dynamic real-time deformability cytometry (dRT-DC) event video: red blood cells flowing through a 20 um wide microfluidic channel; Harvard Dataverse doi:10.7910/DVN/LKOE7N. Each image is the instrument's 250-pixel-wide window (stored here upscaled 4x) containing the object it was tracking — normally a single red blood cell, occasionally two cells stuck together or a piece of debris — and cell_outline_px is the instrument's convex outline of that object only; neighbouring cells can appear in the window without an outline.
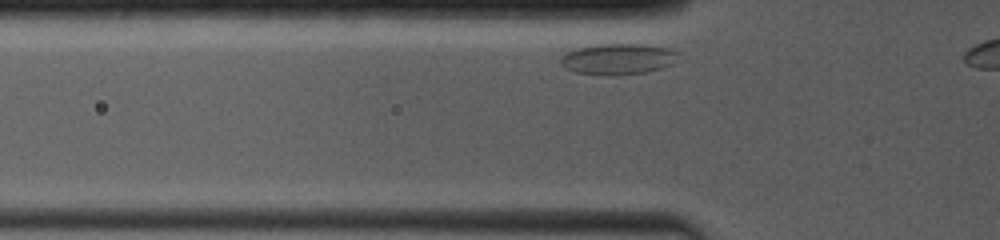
{"species": "common noctule bat (a hibernating species)", "species_latin": "Nyctalus noctula", "temperature_condition": "room temperature", "stored_images_in_passage": 16, "camera_frame_rate_fps": 4000, "um_per_image_px": 0.085, "animal": {"sex": "female", "body_mass_g": 19.0, "forearm_length_mm": 53.3}, "frame": {"image": 1, "passage_image": 3, "time_ms": 0.25, "image_size_px": [1000, 240], "cell_outline_px": [[680, 52], [672, 64], [648, 72], [576, 72], [564, 68], [560, 64], [560, 56], [576, 48], [596, 44], [644, 44], [672, 48]], "centroid_in_image_um": [52.56, 4.95], "position_along_channel_um": 73.2, "area_um2": 20.46}}
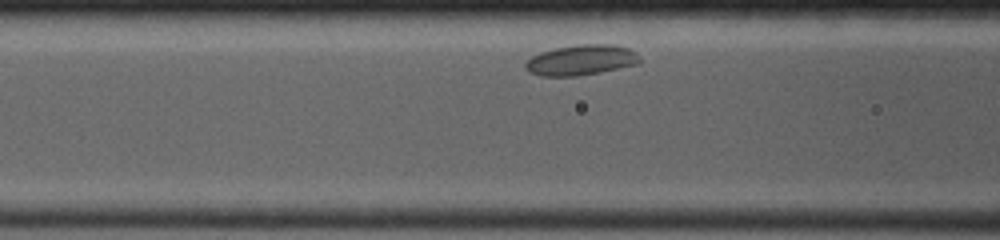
{"frame": {"image": 2, "passage_image": 11, "time_ms": 1.5, "image_size_px": [1000, 240], "cell_outline_px": [[640, 64], [600, 72], [576, 76], [540, 76], [528, 72], [524, 68], [524, 64], [532, 56], [540, 52], [552, 48], [576, 44], [612, 44], [628, 48], [636, 52], [640, 56]], "centroid_in_image_um": [49.39, 5.1], "position_along_channel_um": 117.2, "area_um2": 20.58}}